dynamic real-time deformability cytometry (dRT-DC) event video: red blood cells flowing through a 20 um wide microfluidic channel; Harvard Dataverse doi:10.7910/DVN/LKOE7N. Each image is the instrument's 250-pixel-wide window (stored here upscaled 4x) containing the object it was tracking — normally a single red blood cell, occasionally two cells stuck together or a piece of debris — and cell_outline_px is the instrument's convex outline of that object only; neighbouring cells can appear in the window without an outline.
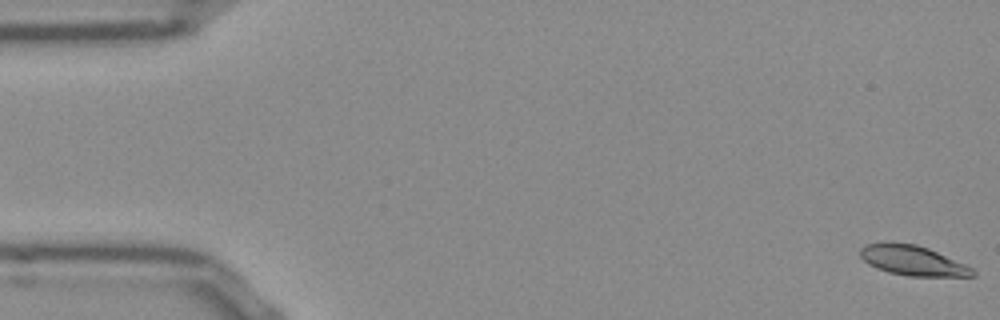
{"species": "Egyptian fruit bat (a non-hibernating species)", "species_latin": "Rousettus aegyptiacus", "temperature_condition": "room temperature", "stored_images_in_passage": 53, "camera_frame_rate_fps": 3000, "um_per_image_px": 0.085, "frame": {"image": 1, "passage_image": 1, "time_ms": 0.0, "image_size_px": [1000, 320], "cell_outline_px": [[976, 276], [908, 276], [888, 272], [876, 268], [868, 264], [860, 256], [860, 248], [868, 244], [916, 244], [928, 248], [964, 264], [972, 268], [976, 272]], "centroid_in_image_um": [77.6, 22.17], "position_along_channel_um": 7.4, "area_um2": 19.07}}
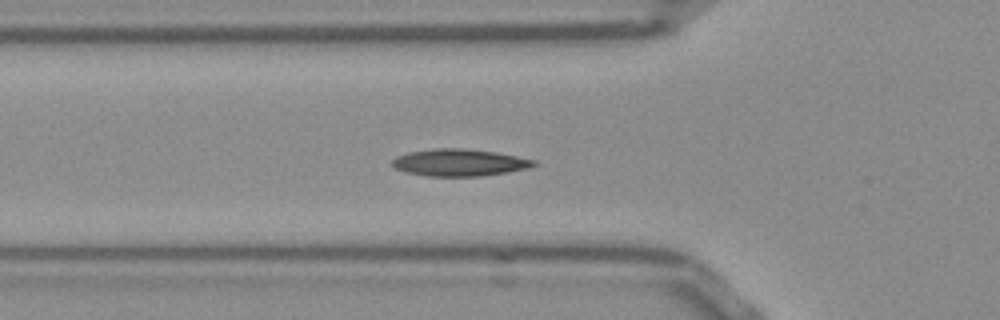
{"frame": {"image": 2, "passage_image": 18, "time_ms": 5.667, "image_size_px": [1000, 320], "cell_outline_px": [[536, 164], [528, 168], [508, 172], [480, 176], [428, 176], [404, 172], [392, 168], [392, 160], [396, 156], [408, 152], [432, 148], [460, 148], [496, 152], [536, 160]], "centroid_in_image_um": [39.0, 13.81], "position_along_channel_um": 86.8, "area_um2": 22.43}}
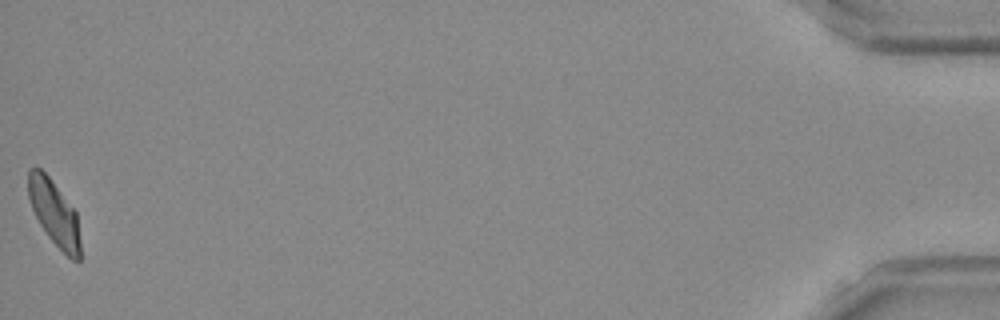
{"frame": {"image": 3, "passage_image": 53, "time_ms": 17.333, "image_size_px": [1000, 320], "cell_outline_px": [[80, 260], [72, 260], [48, 236], [40, 224], [32, 208], [28, 196], [28, 168], [40, 168], [48, 176], [76, 212], [80, 240]], "centroid_in_image_um": [4.6, 18.1], "position_along_channel_um": 430.6, "area_um2": 19.36}, "authors_computed_cell_mechanics": {"area_um2": 20.4612, "velocity_mm_per_s": 3.818, "shape_relaxation_time_tau1_ms": 9.4391, "shape_relaxation_time_tau2_ms": 2.3001, "deformation_change_tau1": 0.22, "deformation_change_tau2": 0.074}}